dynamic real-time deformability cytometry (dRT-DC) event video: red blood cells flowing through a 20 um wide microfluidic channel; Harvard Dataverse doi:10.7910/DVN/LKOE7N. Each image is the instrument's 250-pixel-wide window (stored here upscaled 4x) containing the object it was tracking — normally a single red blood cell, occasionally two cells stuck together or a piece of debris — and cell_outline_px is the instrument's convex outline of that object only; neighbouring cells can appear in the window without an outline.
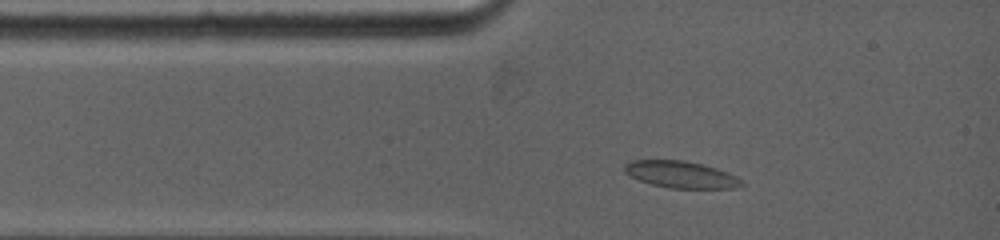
{"species": "common noctule bat (a hibernating species)", "species_latin": "Nyctalus noctula", "temperature_condition": "warm", "stored_images_in_passage": 9, "camera_frame_rate_fps": 5000, "um_per_image_px": 0.085, "animal": {"sex": "female", "body_mass_g": 19.0, "forearm_length_mm": 53.3}, "frame": {"image": 1, "passage_image": 2, "time_ms": 0.6, "image_size_px": [1000, 240], "cell_outline_px": [[744, 184], [736, 188], [668, 188], [652, 184], [640, 180], [624, 172], [624, 164], [632, 160], [684, 160], [716, 168], [736, 176]], "centroid_in_image_um": [57.86, 14.83], "position_along_channel_um": 27.1, "area_um2": 18.09}}
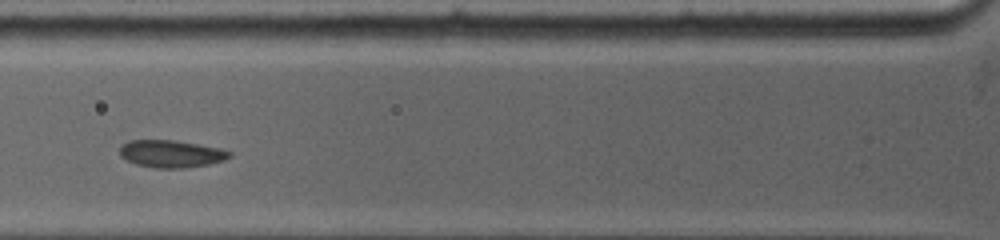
{"frame": {"image": 2, "passage_image": 6, "time_ms": 3.0, "image_size_px": [1000, 240], "cell_outline_px": [[232, 156], [224, 160], [208, 164], [184, 168], [156, 168], [136, 164], [120, 156], [120, 144], [128, 140], [172, 140], [220, 148], [232, 152]], "centroid_in_image_um": [14.53, 13.07], "position_along_channel_um": 111.3, "area_um2": 17.46}}
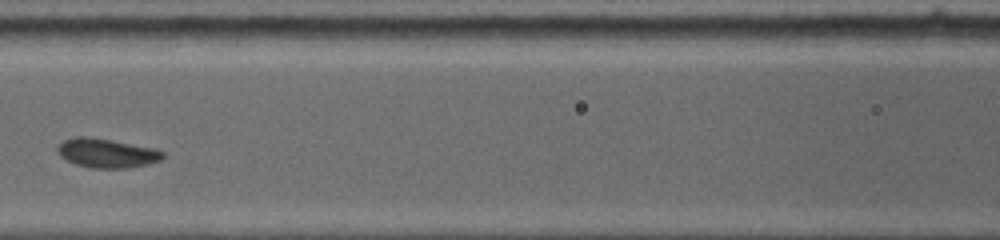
{"frame": {"image": 3, "passage_image": 8, "time_ms": 4.2, "image_size_px": [1000, 240], "cell_outline_px": [[164, 156], [160, 160], [148, 164], [128, 168], [92, 168], [76, 164], [60, 156], [56, 148], [64, 140], [76, 136], [88, 136], [112, 140], [156, 148], [164, 152]], "centroid_in_image_um": [9.09, 13.01], "position_along_channel_um": 157.5, "area_um2": 17.92}}